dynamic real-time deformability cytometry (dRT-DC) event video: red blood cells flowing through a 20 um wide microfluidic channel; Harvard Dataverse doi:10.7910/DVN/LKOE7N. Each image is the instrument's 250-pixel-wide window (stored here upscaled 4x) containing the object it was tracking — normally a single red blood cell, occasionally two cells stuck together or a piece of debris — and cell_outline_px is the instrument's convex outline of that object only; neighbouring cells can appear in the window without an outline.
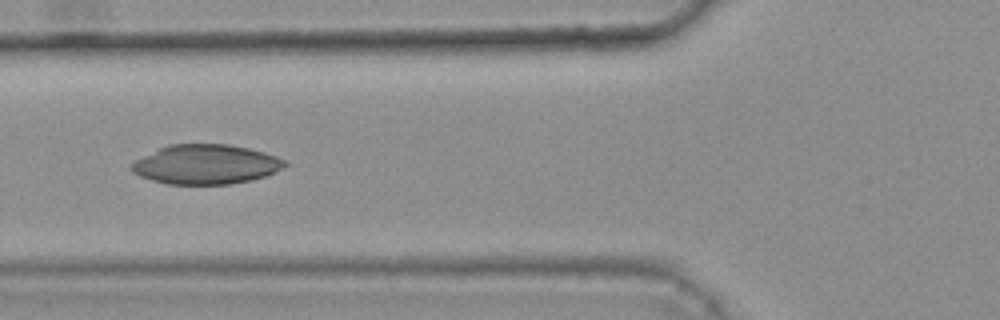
{"species": "common noctule bat (a hibernating species)", "species_latin": "Nyctalus noctula", "temperature_condition": "warm", "stored_images_in_passage": 45, "camera_frame_rate_fps": 3000, "um_per_image_px": 0.085, "animal": {"sex": "female", "body_mass_g": 25.1}, "frame": {"image": 1, "passage_image": 20, "time_ms": 6.333, "image_size_px": [1000, 320], "cell_outline_px": [[288, 164], [276, 172], [252, 180], [228, 184], [168, 184], [152, 180], [140, 176], [132, 172], [128, 168], [136, 160], [168, 144], [228, 144], [248, 148], [264, 152], [288, 160]], "centroid_in_image_um": [17.52, 13.97], "position_along_channel_um": 108.3, "area_um2": 35.32}}